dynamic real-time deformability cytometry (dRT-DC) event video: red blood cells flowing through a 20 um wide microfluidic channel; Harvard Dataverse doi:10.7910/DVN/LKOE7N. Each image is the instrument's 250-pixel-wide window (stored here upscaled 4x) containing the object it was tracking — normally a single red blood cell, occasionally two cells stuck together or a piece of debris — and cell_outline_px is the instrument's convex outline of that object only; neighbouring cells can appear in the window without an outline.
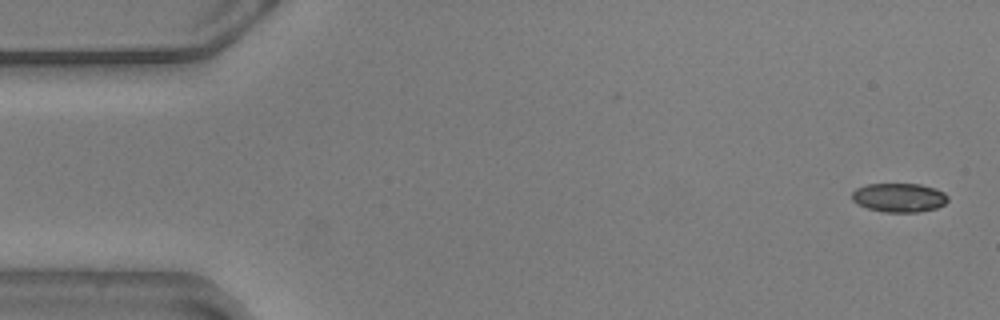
{"species": "common noctule bat (a hibernating species)", "species_latin": "Nyctalus noctula", "temperature_condition": "warm", "stored_images_in_passage": 55, "camera_frame_rate_fps": 3000, "um_per_image_px": 0.085, "animal": {"sex": "male", "body_mass_g": 20.5, "forearm_length_mm": 52.5}, "frame": {"image": 1, "passage_image": 1, "time_ms": 0.0, "image_size_px": [1000, 320], "cell_outline_px": [[948, 200], [944, 204], [936, 208], [916, 212], [884, 212], [868, 208], [856, 204], [852, 200], [852, 192], [856, 188], [868, 184], [920, 184], [936, 188], [944, 192], [948, 196]], "centroid_in_image_um": [76.42, 16.79], "position_along_channel_um": 8.6, "area_um2": 16.24}}
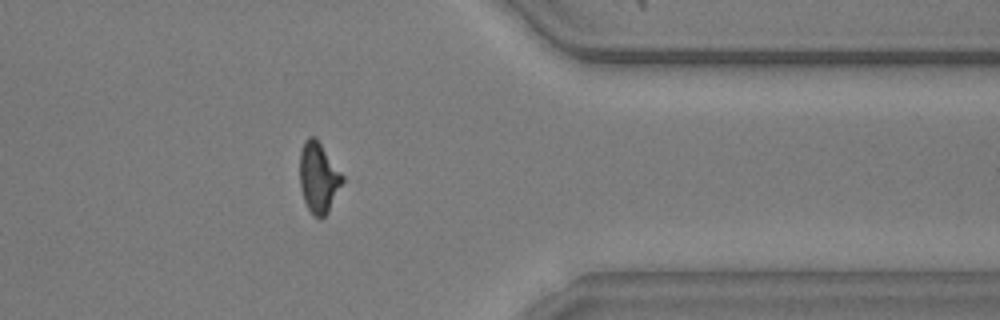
{"frame": {"image": 2, "passage_image": 44, "time_ms": 14.333, "image_size_px": [1000, 320], "cell_outline_px": [[344, 180], [328, 212], [320, 220], [312, 216], [304, 200], [300, 188], [300, 152], [304, 140], [308, 136], [316, 136], [344, 176]], "centroid_in_image_um": [27.07, 15.09], "position_along_channel_um": 384.3, "area_um2": 17.74}}
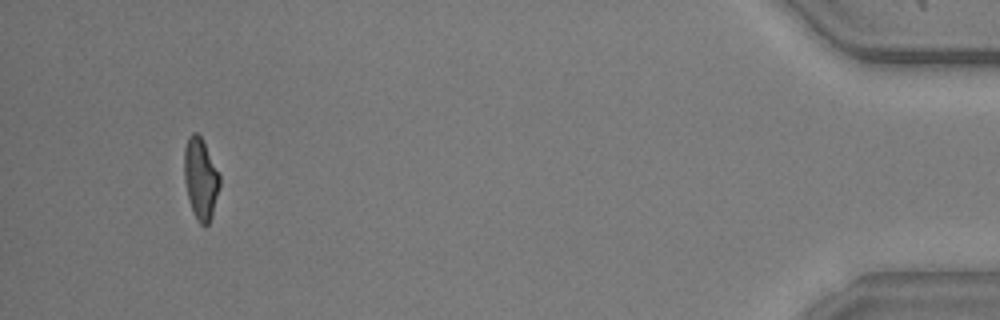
{"frame": {"image": 3, "passage_image": 52, "time_ms": 17.0, "image_size_px": [1000, 320], "cell_outline_px": [[220, 184], [212, 216], [208, 224], [204, 228], [196, 220], [188, 196], [184, 180], [184, 148], [188, 136], [192, 132], [196, 132], [200, 136], [220, 176]], "centroid_in_image_um": [17.04, 15.21], "position_along_channel_um": 418.2, "area_um2": 16.65}, "authors_computed_cell_mechanics": {"area_um2": 17.629, "velocity_mm_per_s": 3.5962, "shape_relaxation_time_tau1_ms": 3.9383, "shape_relaxation_time_tau2_ms": 1.8254, "deformation_change_tau1": 0.1598, "deformation_change_tau2": 0.0791}}